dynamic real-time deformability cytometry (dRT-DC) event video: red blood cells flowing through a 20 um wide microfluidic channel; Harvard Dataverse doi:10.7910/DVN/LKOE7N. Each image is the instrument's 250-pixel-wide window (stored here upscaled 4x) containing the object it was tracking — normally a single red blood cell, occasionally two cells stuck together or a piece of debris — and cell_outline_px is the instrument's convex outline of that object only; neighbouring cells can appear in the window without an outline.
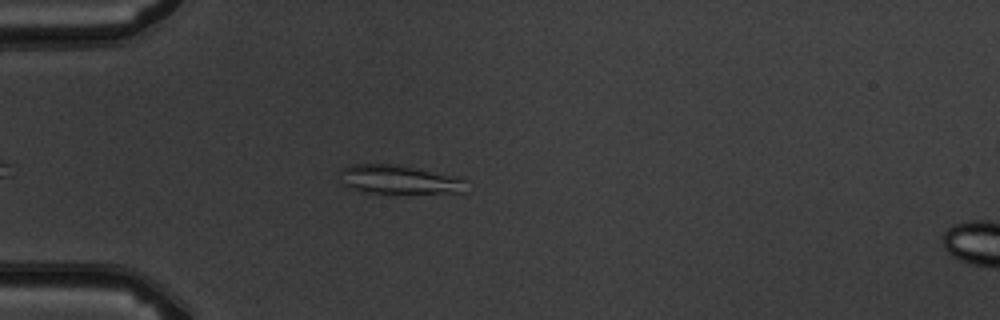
{"species": "common noctule bat (a hibernating species)", "species_latin": "Nyctalus noctula", "temperature_condition": "warm", "stored_images_in_passage": 2, "camera_frame_rate_fps": 3000, "um_per_image_px": 0.085, "animal": {"sex": "male", "body_mass_g": 19.5, "forearm_length_mm": 54.6}, "frame": {"image": 1, "passage_image": 1, "time_ms": 0.0, "image_size_px": [1000, 320], "cell_outline_px": [[468, 192], [364, 192], [352, 188], [344, 184], [336, 176], [340, 168], [352, 164], [404, 164], [468, 180]], "centroid_in_image_um": [33.89, 15.23], "position_along_channel_um": 51.1, "area_um2": 21.39}}